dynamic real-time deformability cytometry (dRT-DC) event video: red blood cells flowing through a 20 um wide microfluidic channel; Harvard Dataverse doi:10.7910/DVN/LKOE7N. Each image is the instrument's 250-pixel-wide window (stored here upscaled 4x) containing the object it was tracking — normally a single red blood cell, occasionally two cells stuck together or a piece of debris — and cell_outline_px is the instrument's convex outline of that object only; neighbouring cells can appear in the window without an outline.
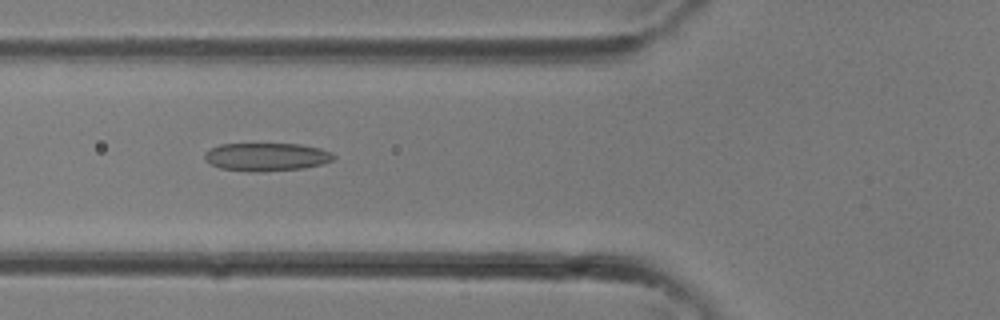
{"species": "common noctule bat (a hibernating species)", "species_latin": "Nyctalus noctula", "temperature_condition": "room temperature", "stored_images_in_passage": 22, "camera_frame_rate_fps": 3000, "um_per_image_px": 0.085, "animal": {"sex": "female"}, "frame": {"image": 1, "passage_image": 3, "time_ms": 0.667, "image_size_px": [1000, 320], "cell_outline_px": [[336, 156], [332, 160], [320, 164], [304, 168], [260, 172], [220, 168], [212, 164], [204, 156], [204, 152], [220, 144], [300, 144], [320, 148], [332, 152]], "centroid_in_image_um": [22.68, 13.33], "position_along_channel_um": 103.1, "area_um2": 20.92}}
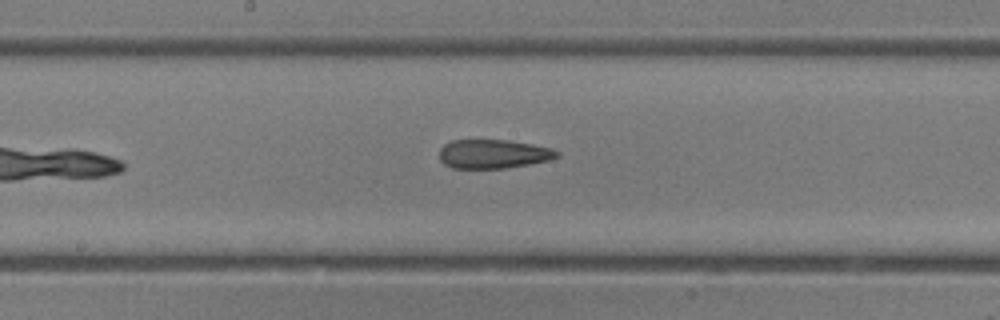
{"frame": {"image": 2, "passage_image": 8, "time_ms": 2.333, "image_size_px": [1000, 320], "cell_outline_px": [[560, 156], [548, 160], [532, 164], [504, 168], [452, 168], [444, 164], [440, 160], [440, 148], [444, 144], [452, 140], [508, 140], [532, 144], [552, 148], [560, 152]], "centroid_in_image_um": [41.94, 13.08], "position_along_channel_um": 206.3, "area_um2": 19.94}}
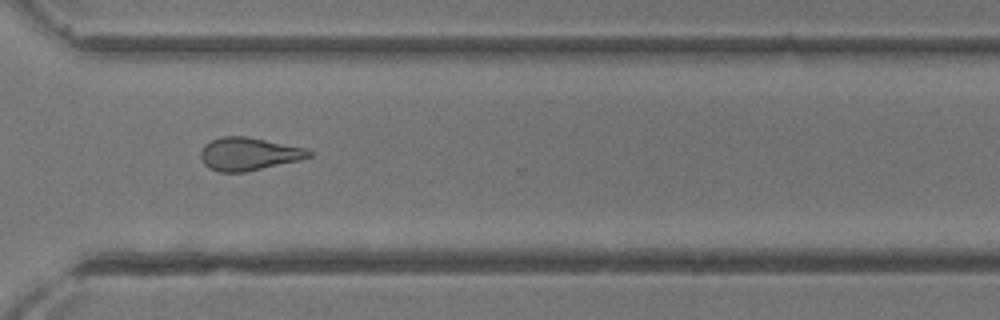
{"frame": {"image": 3, "passage_image": 15, "time_ms": 4.667, "image_size_px": [1000, 320], "cell_outline_px": [[312, 156], [300, 160], [244, 172], [220, 172], [208, 168], [200, 160], [200, 152], [204, 144], [220, 136], [248, 136], [308, 148], [312, 152]], "centroid_in_image_um": [21.13, 13.07], "position_along_channel_um": 349.5, "area_um2": 21.04}}